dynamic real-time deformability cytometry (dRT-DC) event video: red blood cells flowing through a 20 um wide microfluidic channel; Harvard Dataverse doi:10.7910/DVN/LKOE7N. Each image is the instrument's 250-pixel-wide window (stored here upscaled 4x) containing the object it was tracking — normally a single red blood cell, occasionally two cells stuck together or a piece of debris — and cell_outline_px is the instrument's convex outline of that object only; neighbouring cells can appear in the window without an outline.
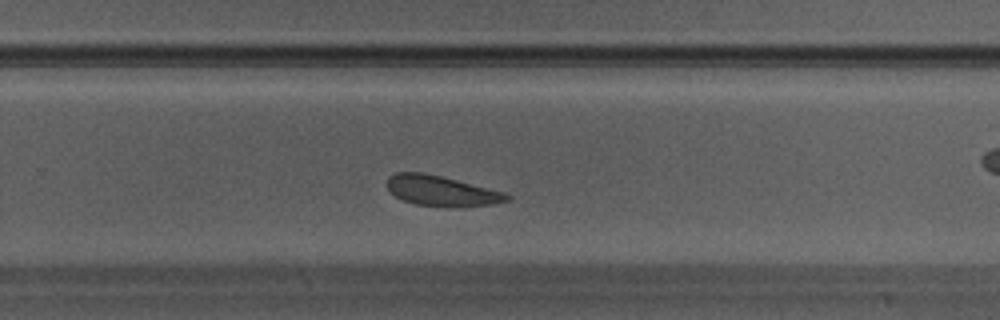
{"species": "Egyptian fruit bat (a non-hibernating species)", "species_latin": "Rousettus aegyptiacus", "temperature_condition": "warm", "stored_images_in_passage": 28, "camera_frame_rate_fps": 3000, "um_per_image_px": 0.085, "animal": {"sex": "male"}, "frame": {"image": 1, "passage_image": 16, "time_ms": 5.0, "image_size_px": [1000, 320], "cell_outline_px": [[512, 196], [508, 200], [496, 204], [416, 204], [404, 200], [396, 196], [388, 188], [388, 176], [396, 172], [424, 172], [504, 192]], "centroid_in_image_um": [37.48, 16.16], "position_along_channel_um": 292.3, "area_um2": 19.94}}